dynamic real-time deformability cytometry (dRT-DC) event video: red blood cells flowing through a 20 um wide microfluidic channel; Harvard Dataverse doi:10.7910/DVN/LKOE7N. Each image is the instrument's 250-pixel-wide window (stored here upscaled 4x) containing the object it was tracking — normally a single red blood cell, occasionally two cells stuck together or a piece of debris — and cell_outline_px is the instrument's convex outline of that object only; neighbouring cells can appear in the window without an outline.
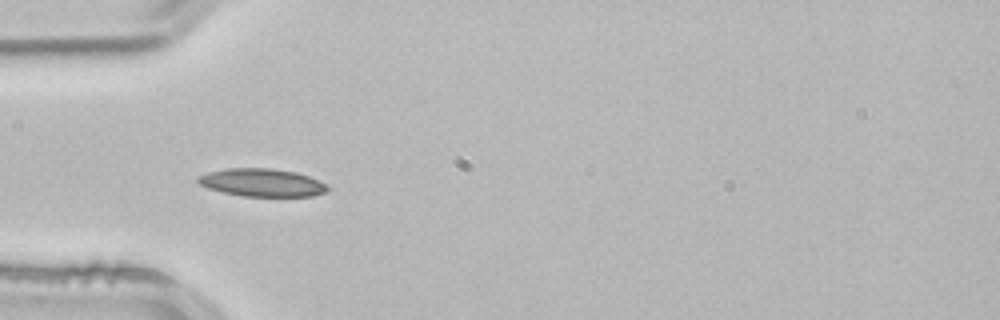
{"species": "common noctule bat (a hibernating species)", "species_latin": "Nyctalus noctula", "temperature_condition": "room temperature", "stored_images_in_passage": 41, "camera_frame_rate_fps": 3000, "um_per_image_px": 0.085, "animal": {"sex": "male", "body_mass_g": 21.5, "forearm_length_mm": 52.0}, "frame": {"image": 1, "passage_image": 7, "time_ms": 2.0, "image_size_px": [1000, 320], "cell_outline_px": [[328, 188], [324, 192], [312, 196], [244, 196], [224, 192], [208, 188], [200, 184], [196, 180], [196, 176], [208, 172], [228, 168], [272, 168], [296, 172], [308, 176], [324, 184]], "centroid_in_image_um": [22.21, 15.51], "position_along_channel_um": 62.8, "area_um2": 20.81}}
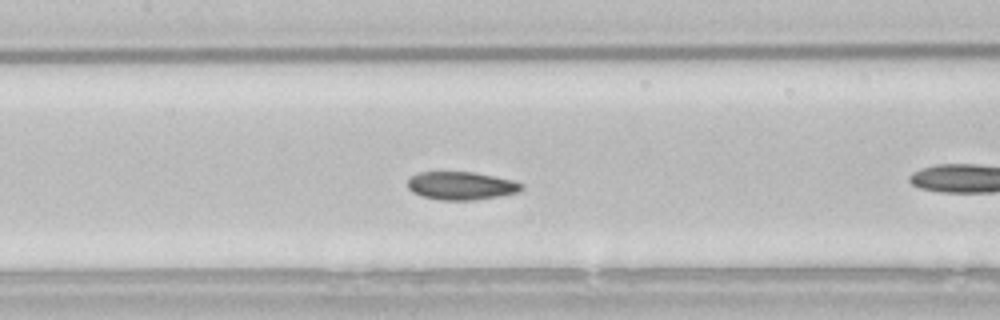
{"frame": {"image": 2, "passage_image": 12, "time_ms": 3.667, "image_size_px": [1000, 320], "cell_outline_px": [[524, 188], [516, 192], [500, 196], [472, 200], [440, 200], [420, 196], [412, 192], [408, 188], [408, 180], [416, 172], [476, 172], [512, 180], [520, 184]], "centroid_in_image_um": [39.15, 15.79], "position_along_channel_um": 168.2, "area_um2": 18.61}, "authors_computed_cell_mechanics": {"area_um2": 19.1896, "velocity_mm_per_s": 3.8026, "shape_relaxation_time_tau1_ms": null, "shape_relaxation_time_tau2_ms": 4.6287, "deformation_change_tau1": null, "deformation_change_tau2": 0.0585}}